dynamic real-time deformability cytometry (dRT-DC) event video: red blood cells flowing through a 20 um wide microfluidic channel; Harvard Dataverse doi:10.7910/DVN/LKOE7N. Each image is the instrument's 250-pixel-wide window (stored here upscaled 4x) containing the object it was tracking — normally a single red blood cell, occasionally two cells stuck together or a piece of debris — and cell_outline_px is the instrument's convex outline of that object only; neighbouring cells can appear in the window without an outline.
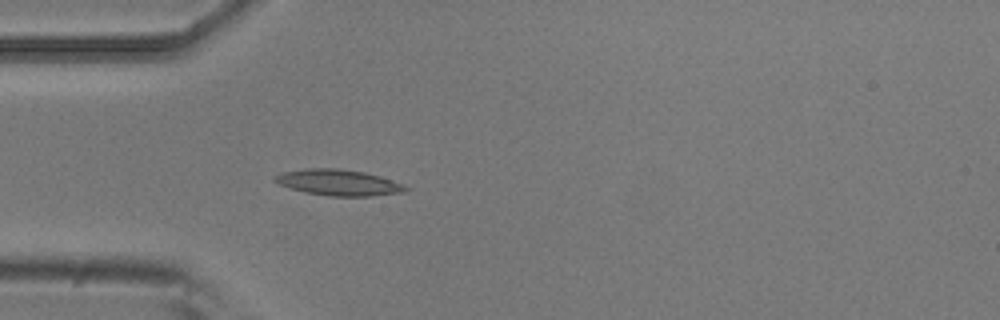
{"species": "common noctule bat (a hibernating species)", "species_latin": "Nyctalus noctula", "temperature_condition": "room temperature", "stored_images_in_passage": 3, "camera_frame_rate_fps": 3000, "um_per_image_px": 0.085, "animal": {"sex": "male", "body_mass_g": 20.5, "forearm_length_mm": 52.5}, "frame": {"image": 1, "passage_image": 3, "time_ms": 0.667, "image_size_px": [1000, 320], "cell_outline_px": [[408, 188], [404, 192], [372, 196], [328, 196], [304, 192], [288, 188], [272, 180], [276, 176], [284, 172], [304, 168], [340, 168], [364, 172], [380, 176], [404, 184]], "centroid_in_image_um": [28.77, 15.51], "position_along_channel_um": 56.2, "area_um2": 19.88}}